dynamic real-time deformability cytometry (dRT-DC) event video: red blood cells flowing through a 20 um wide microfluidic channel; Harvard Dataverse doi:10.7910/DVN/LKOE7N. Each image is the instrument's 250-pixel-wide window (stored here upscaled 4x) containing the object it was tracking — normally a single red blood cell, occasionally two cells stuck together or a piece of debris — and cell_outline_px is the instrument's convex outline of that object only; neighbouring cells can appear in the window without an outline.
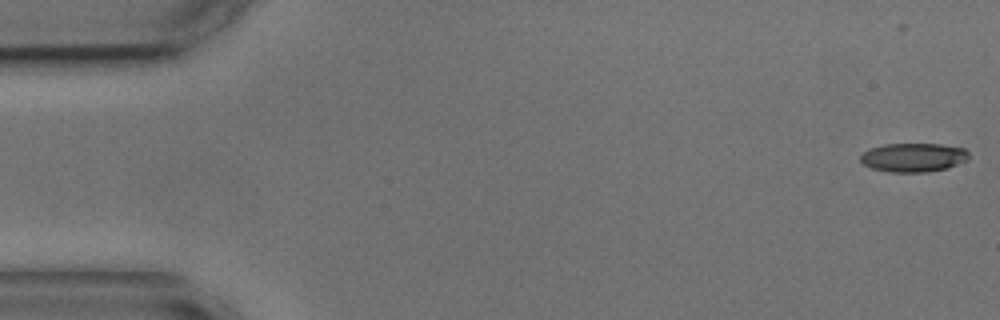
{"species": "common noctule bat (a hibernating species)", "species_latin": "Nyctalus noctula", "temperature_condition": "cold", "stored_images_in_passage": 55, "camera_frame_rate_fps": 3000, "um_per_image_px": 0.085, "animal": {"sex": "male", "body_mass_g": 17.9, "forearm_length_mm": 54.2}, "frame": {"image": 1, "passage_image": 1, "time_ms": 0.0, "image_size_px": [1000, 320], "cell_outline_px": [[968, 160], [948, 168], [928, 172], [888, 172], [872, 168], [864, 164], [860, 160], [860, 156], [868, 148], [884, 144], [940, 144], [964, 148], [968, 152]], "centroid_in_image_um": [77.64, 13.38], "position_along_channel_um": 7.4, "area_um2": 18.32}}
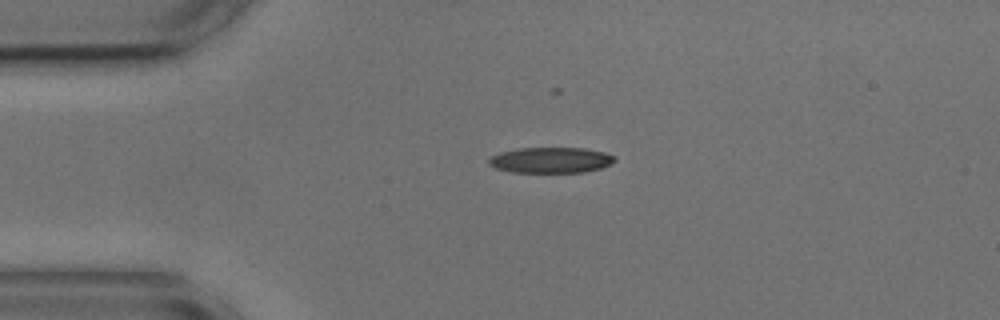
{"frame": {"image": 2, "passage_image": 12, "time_ms": 3.667, "image_size_px": [1000, 320], "cell_outline_px": [[616, 160], [600, 168], [584, 172], [512, 172], [496, 168], [488, 164], [488, 160], [492, 156], [500, 152], [516, 148], [584, 148], [604, 152], [616, 156]], "centroid_in_image_um": [46.8, 13.6], "position_along_channel_um": 38.2, "area_um2": 18.79}}
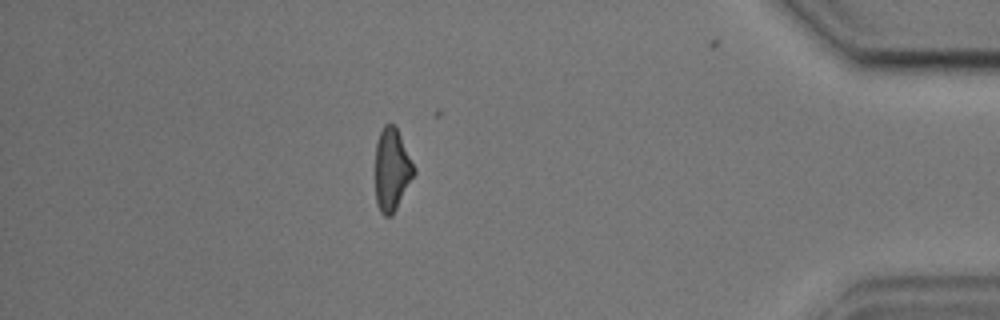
{"frame": {"image": 3, "passage_image": 48, "time_ms": 15.667, "image_size_px": [1000, 320], "cell_outline_px": [[416, 172], [392, 216], [384, 216], [380, 212], [376, 204], [376, 144], [380, 132], [384, 124], [392, 124], [396, 128], [416, 168]], "centroid_in_image_um": [33.31, 14.45], "position_along_channel_um": 401.9, "area_um2": 18.44}, "authors_computed_cell_mechanics": {"area_um2": 19.4208, "velocity_mm_per_s": 3.6132, "shape_relaxation_time_tau1_ms": null, "shape_relaxation_time_tau2_ms": 5.1485, "deformation_change_tau1": null, "deformation_change_tau2": 0.1734}}